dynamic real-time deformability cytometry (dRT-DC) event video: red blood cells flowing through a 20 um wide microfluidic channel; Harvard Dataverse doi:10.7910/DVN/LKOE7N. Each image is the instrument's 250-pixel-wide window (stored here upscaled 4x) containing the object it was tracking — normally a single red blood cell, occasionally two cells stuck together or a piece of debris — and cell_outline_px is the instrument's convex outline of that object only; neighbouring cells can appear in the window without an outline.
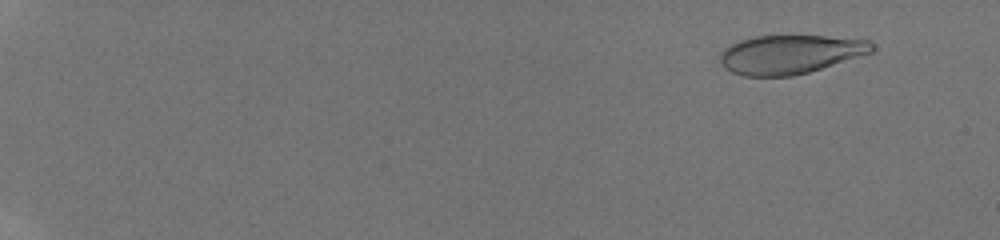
{"species": "human", "species_latin": "Homo sapiens", "temperature_condition": "room temperature", "stored_images_in_passage": 47, "camera_frame_rate_fps": 3000, "um_per_image_px": 0.085, "donor": {"sex": "male"}, "frame": {"image": 1, "passage_image": 3, "time_ms": 1.333, "image_size_px": [1000, 240], "cell_outline_px": [[876, 48], [872, 52], [808, 72], [792, 76], [744, 76], [732, 72], [724, 68], [720, 64], [720, 52], [724, 48], [740, 40], [756, 36], [824, 36], [868, 40]], "centroid_in_image_um": [67.12, 4.62], "position_along_channel_um": 17.9, "area_um2": 34.16}}
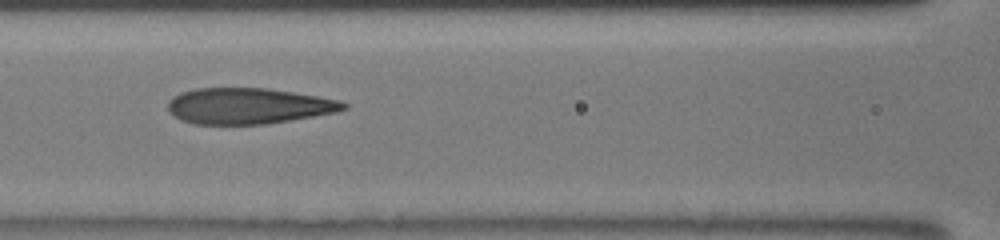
{"frame": {"image": 2, "passage_image": 19, "time_ms": 9.0, "image_size_px": [1000, 240], "cell_outline_px": [[348, 108], [336, 112], [268, 124], [192, 124], [180, 120], [168, 112], [168, 100], [172, 96], [180, 92], [196, 88], [268, 88], [340, 100], [348, 104]], "centroid_in_image_um": [21.07, 9.01], "position_along_channel_um": 145.5, "area_um2": 36.99}}
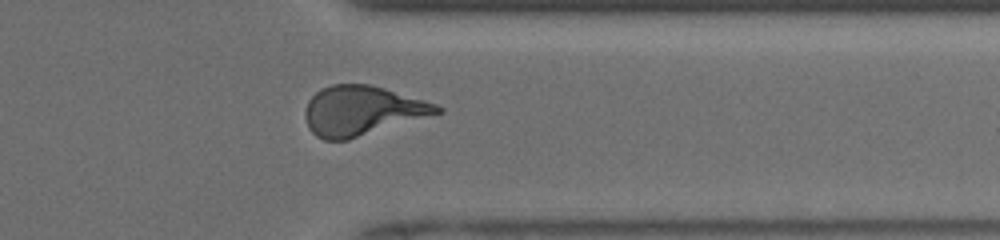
{"frame": {"image": 3, "passage_image": 40, "time_ms": 14.667, "image_size_px": [1000, 240], "cell_outline_px": [[444, 112], [348, 140], [324, 140], [316, 136], [308, 128], [304, 116], [304, 112], [308, 100], [320, 88], [332, 84], [368, 84], [384, 88], [424, 100], [436, 104], [444, 108]], "centroid_in_image_um": [30.76, 9.41], "position_along_channel_um": 380.6, "area_um2": 38.21}, "authors_computed_cell_mechanics": {"area_um2": 37.3388, "velocity_mm_per_s": 4.1523, "shape_relaxation_time_tau1_ms": 6.7475, "shape_relaxation_time_tau2_ms": 0.9603, "deformation_change_tau1": 0.2692, "deformation_change_tau2": 0.1008}}